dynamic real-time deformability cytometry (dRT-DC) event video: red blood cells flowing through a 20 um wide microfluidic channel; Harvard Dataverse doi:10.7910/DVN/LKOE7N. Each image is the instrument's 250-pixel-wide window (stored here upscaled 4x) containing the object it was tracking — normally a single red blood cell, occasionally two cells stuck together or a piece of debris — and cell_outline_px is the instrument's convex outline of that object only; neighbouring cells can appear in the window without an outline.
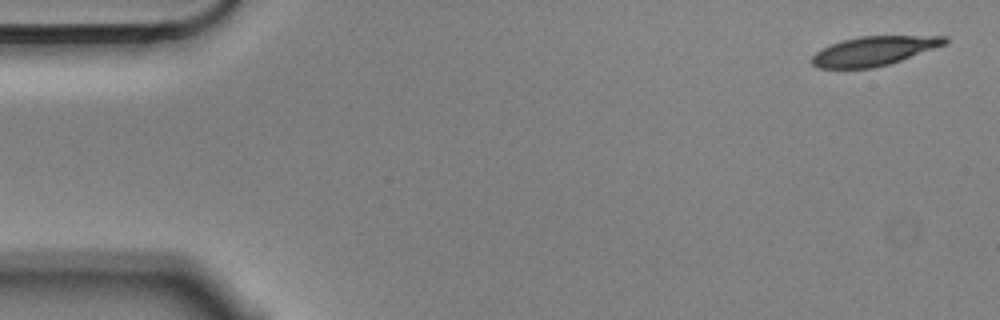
{"species": "Egyptian fruit bat (a non-hibernating species)", "species_latin": "Rousettus aegyptiacus", "temperature_condition": "cold", "stored_images_in_passage": 5, "camera_frame_rate_fps": 3000, "um_per_image_px": 0.085, "animal": {"sex": "male"}, "frame": {"image": 1, "passage_image": 1, "time_ms": 0.0, "image_size_px": [1000, 320], "cell_outline_px": [[948, 44], [888, 64], [872, 68], [820, 68], [812, 64], [808, 60], [816, 52], [832, 44], [844, 40], [860, 36], [948, 36]], "centroid_in_image_um": [74.3, 4.33], "position_along_channel_um": 10.7, "area_um2": 22.48}}
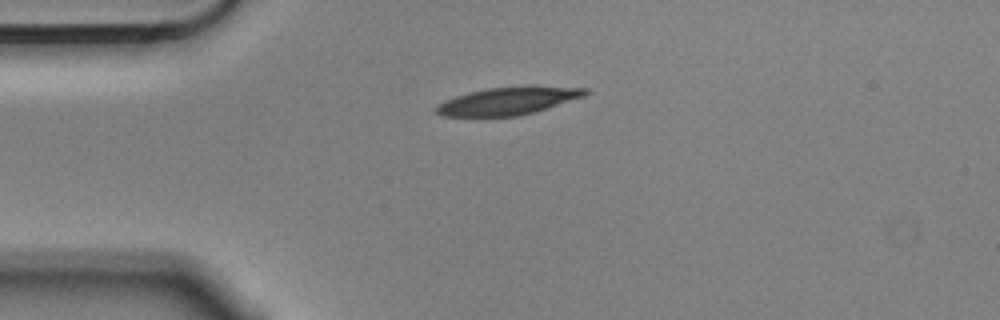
{"frame": {"image": 2, "passage_image": 4, "time_ms": 1.0, "image_size_px": [1000, 320], "cell_outline_px": [[588, 92], [584, 96], [532, 112], [516, 116], [440, 116], [432, 112], [432, 108], [444, 100], [468, 92], [488, 88], [588, 88]], "centroid_in_image_um": [42.99, 8.62], "position_along_channel_um": 42.0, "area_um2": 23.0}}